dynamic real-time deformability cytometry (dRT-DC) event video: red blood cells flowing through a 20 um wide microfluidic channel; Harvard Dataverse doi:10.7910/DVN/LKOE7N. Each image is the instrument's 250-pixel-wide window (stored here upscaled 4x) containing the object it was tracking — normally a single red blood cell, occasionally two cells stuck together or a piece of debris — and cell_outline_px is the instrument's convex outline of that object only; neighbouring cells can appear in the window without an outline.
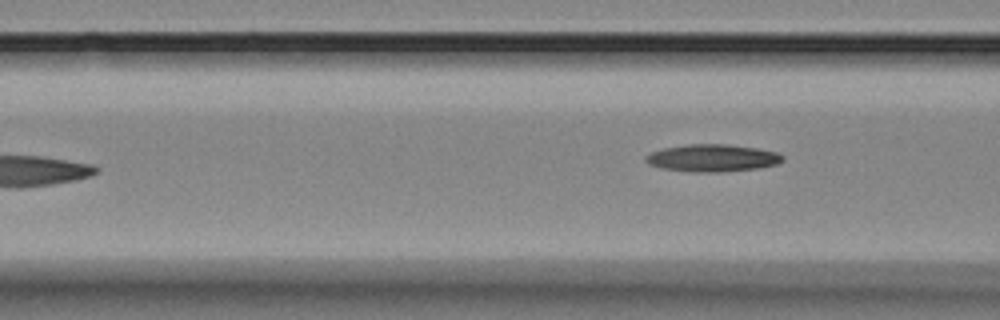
{"species": "Egyptian fruit bat (a non-hibernating species)", "species_latin": "Rousettus aegyptiacus", "temperature_condition": "room temperature", "stored_images_in_passage": 7, "camera_frame_rate_fps": 3000, "um_per_image_px": 0.085, "animal": {"sex": "female"}, "frame": {"image": 1, "passage_image": 7, "time_ms": 7.0, "image_size_px": [1000, 320], "cell_outline_px": [[784, 160], [776, 164], [760, 168], [724, 172], [692, 172], [660, 168], [648, 164], [644, 160], [644, 156], [652, 152], [664, 148], [688, 144], [728, 144], [756, 148], [776, 152], [784, 156]], "centroid_in_image_um": [60.54, 13.44], "position_along_channel_um": 106.1, "area_um2": 21.96}}